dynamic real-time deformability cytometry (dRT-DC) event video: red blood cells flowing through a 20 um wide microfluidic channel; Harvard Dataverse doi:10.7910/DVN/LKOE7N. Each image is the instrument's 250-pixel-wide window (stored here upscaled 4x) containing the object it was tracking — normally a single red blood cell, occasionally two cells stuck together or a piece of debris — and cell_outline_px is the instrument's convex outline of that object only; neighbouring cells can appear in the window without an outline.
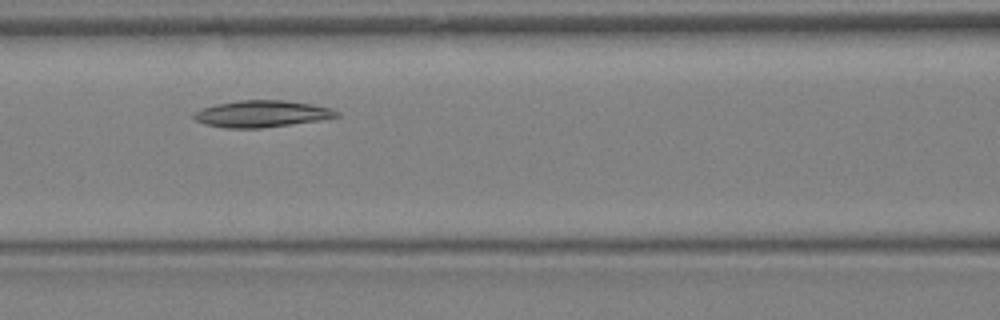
{"species": "Egyptian fruit bat (a non-hibernating species)", "species_latin": "Rousettus aegyptiacus", "temperature_condition": "warm", "stored_images_in_passage": 27, "camera_frame_rate_fps": 3000, "um_per_image_px": 0.085, "animal": {"sex": "female"}, "frame": {"image": 1, "passage_image": 9, "time_ms": 2.667, "image_size_px": [1000, 320], "cell_outline_px": [[340, 116], [320, 120], [260, 128], [224, 128], [204, 124], [196, 120], [192, 116], [196, 112], [204, 108], [216, 104], [236, 100], [284, 100], [312, 104], [332, 108], [340, 112]], "centroid_in_image_um": [22.27, 9.67], "position_along_channel_um": 144.3, "area_um2": 22.2}}
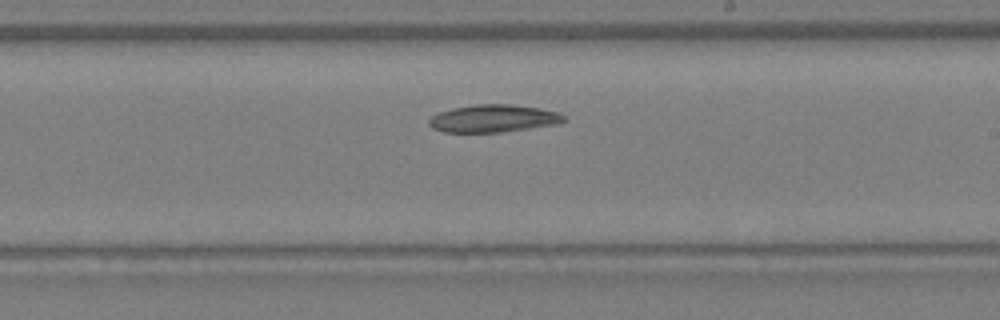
{"frame": {"image": 2, "passage_image": 14, "time_ms": 4.333, "image_size_px": [1000, 320], "cell_outline_px": [[568, 120], [552, 124], [528, 128], [500, 132], [444, 132], [432, 128], [428, 124], [428, 120], [432, 116], [440, 112], [452, 108], [476, 104], [512, 104], [540, 108], [556, 112], [564, 116]], "centroid_in_image_um": [41.89, 10.06], "position_along_channel_um": 247.1, "area_um2": 21.44}}
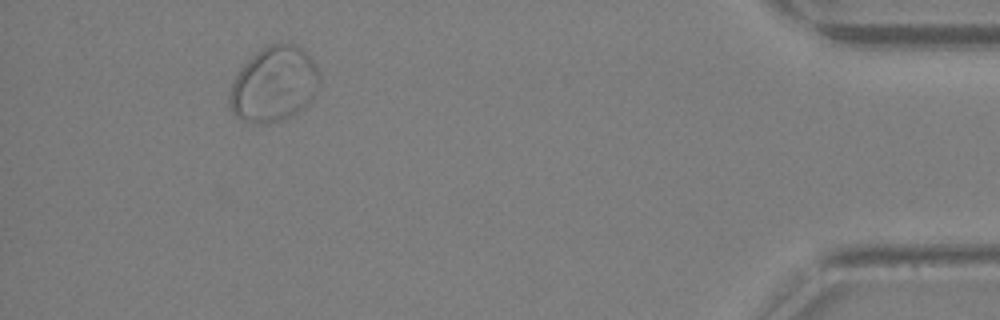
{"frame": {"image": 3, "passage_image": 25, "time_ms": 8.0, "image_size_px": [1000, 320], "cell_outline_px": [[320, 80], [316, 92], [308, 104], [304, 108], [280, 120], [252, 124], [236, 116], [232, 112], [228, 100], [228, 96], [232, 80], [240, 68], [256, 52], [272, 44], [296, 44], [316, 64], [320, 72]], "centroid_in_image_um": [23.27, 7.16], "position_along_channel_um": 411.9, "area_um2": 39.19}}